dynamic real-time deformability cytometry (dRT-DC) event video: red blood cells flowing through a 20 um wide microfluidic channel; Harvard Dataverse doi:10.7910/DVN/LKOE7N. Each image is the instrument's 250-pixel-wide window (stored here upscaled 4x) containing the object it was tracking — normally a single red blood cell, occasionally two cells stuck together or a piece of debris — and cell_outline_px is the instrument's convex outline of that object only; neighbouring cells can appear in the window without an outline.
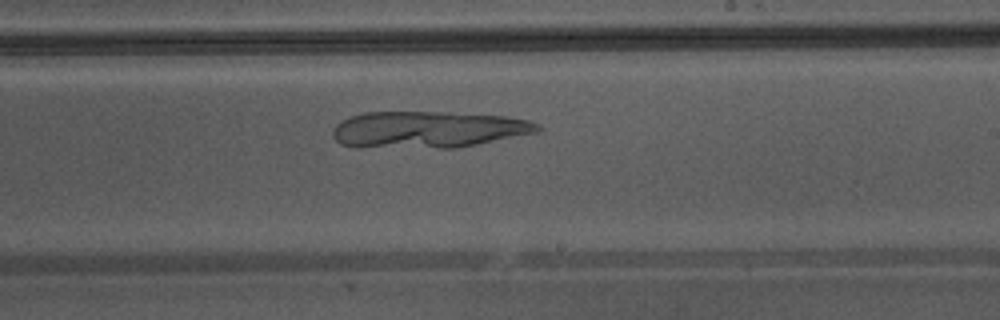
{"species": "Egyptian fruit bat (a non-hibernating species)", "species_latin": "Rousettus aegyptiacus", "temperature_condition": "warm", "stored_images_in_passage": 30, "camera_frame_rate_fps": 3000, "um_per_image_px": 0.085, "animal": {"sex": "male"}, "frame": {"image": 1, "passage_image": 18, "time_ms": 5.667, "image_size_px": [1000, 320], "cell_outline_px": [[544, 128], [536, 132], [456, 148], [356, 148], [340, 144], [332, 136], [332, 132], [336, 124], [352, 116], [364, 112], [448, 112], [508, 116], [528, 120], [540, 124]], "centroid_in_image_um": [36.35, 11.02], "position_along_channel_um": 252.6, "area_um2": 44.22}}